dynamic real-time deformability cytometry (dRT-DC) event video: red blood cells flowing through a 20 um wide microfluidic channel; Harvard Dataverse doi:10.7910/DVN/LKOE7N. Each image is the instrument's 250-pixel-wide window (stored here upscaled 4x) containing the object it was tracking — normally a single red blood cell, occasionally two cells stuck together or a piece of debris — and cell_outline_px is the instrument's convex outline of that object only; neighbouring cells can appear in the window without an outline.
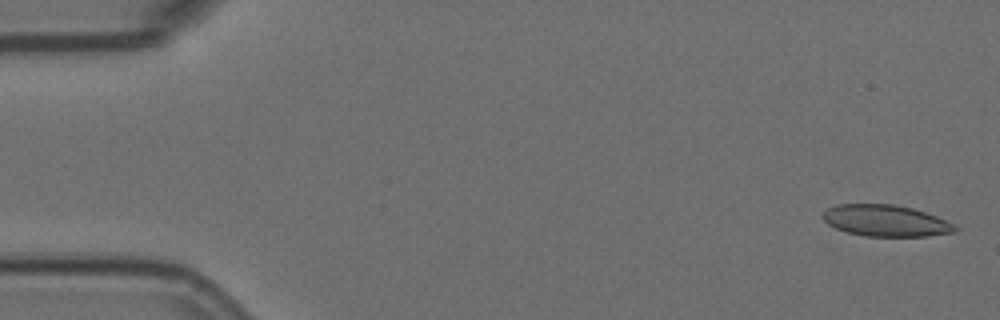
{"species": "Egyptian fruit bat (a non-hibernating species)", "species_latin": "Rousettus aegyptiacus", "temperature_condition": "room temperature", "stored_images_in_passage": 4, "camera_frame_rate_fps": 3000, "um_per_image_px": 0.085, "animal": {"sex": "female"}, "frame": {"image": 1, "passage_image": 1, "time_ms": 0.0, "image_size_px": [1000, 320], "cell_outline_px": [[960, 228], [956, 232], [928, 236], [864, 236], [848, 232], [836, 228], [828, 224], [820, 216], [828, 208], [836, 204], [896, 204], [912, 208], [936, 216]], "centroid_in_image_um": [75.27, 18.75], "position_along_channel_um": 9.7, "area_um2": 24.22}}